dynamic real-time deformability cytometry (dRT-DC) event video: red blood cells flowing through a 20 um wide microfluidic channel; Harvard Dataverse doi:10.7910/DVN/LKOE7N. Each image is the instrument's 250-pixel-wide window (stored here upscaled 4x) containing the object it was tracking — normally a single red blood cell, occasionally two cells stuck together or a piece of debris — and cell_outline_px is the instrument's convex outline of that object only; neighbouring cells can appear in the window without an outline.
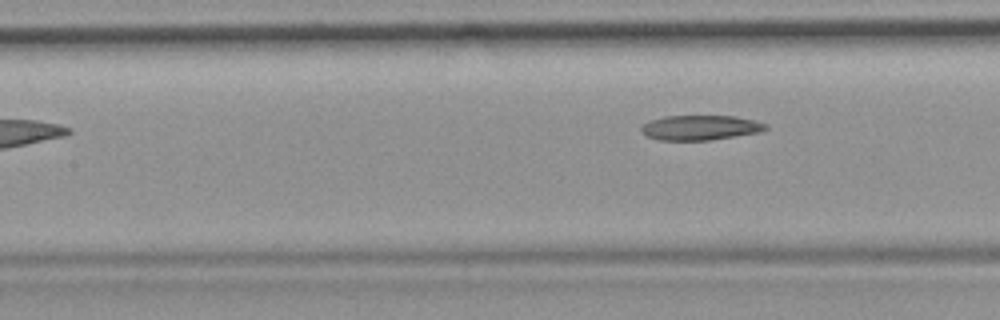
{"species": "common noctule bat (a hibernating species)", "species_latin": "Nyctalus noctula", "temperature_condition": "room temperature", "stored_images_in_passage": 6, "segment_of_instrument_passage": [2, 2], "camera_frame_rate_fps": 3000, "um_per_image_px": 0.085, "animal": {"sex": "female", "body_mass_g": 19.9}, "frame": {"image": 1, "passage_image": 6, "time_ms": 5.667, "image_size_px": [1000, 320], "cell_outline_px": [[768, 128], [760, 132], [736, 136], [708, 140], [660, 140], [648, 136], [640, 132], [640, 128], [644, 124], [652, 120], [664, 116], [736, 116], [756, 120], [768, 124]], "centroid_in_image_um": [59.56, 10.84], "position_along_channel_um": 147.8, "area_um2": 18.03}}